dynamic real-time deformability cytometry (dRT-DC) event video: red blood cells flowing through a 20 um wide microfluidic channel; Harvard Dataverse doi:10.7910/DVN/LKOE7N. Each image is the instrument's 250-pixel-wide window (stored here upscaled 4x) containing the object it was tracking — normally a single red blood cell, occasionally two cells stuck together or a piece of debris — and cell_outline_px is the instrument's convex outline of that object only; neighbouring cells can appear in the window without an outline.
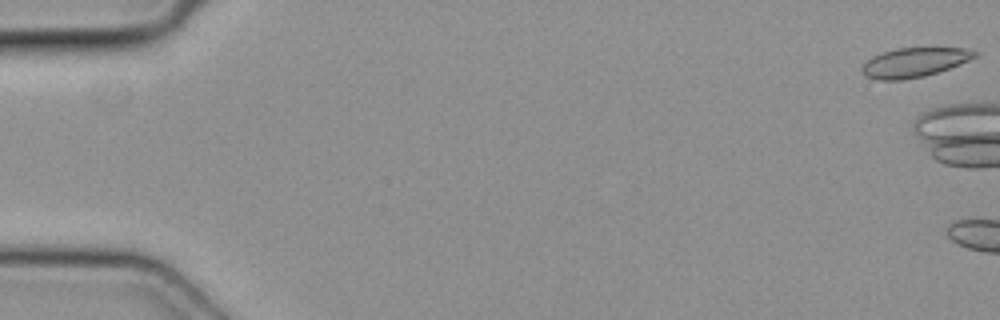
{"species": "common noctule bat (a hibernating species)", "species_latin": "Nyctalus noctula", "temperature_condition": "cold", "stored_images_in_passage": 5, "segment_of_instrument_passage": [2, 2], "camera_frame_rate_fps": 3000, "um_per_image_px": 0.085, "animal": {"sex": "female", "body_mass_g": 19.3, "forearm_length_mm": 54.1}, "frame": {"image": 1, "passage_image": 5, "time_ms": 1.333, "image_size_px": [1000, 320], "cell_outline_px": [[980, 52], [976, 56], [960, 64], [924, 76], [900, 80], [880, 80], [864, 76], [860, 68], [872, 56], [896, 48], [964, 48]], "centroid_in_image_um": [77.69, 5.3], "position_along_channel_um": 7.3, "area_um2": 19.13}}